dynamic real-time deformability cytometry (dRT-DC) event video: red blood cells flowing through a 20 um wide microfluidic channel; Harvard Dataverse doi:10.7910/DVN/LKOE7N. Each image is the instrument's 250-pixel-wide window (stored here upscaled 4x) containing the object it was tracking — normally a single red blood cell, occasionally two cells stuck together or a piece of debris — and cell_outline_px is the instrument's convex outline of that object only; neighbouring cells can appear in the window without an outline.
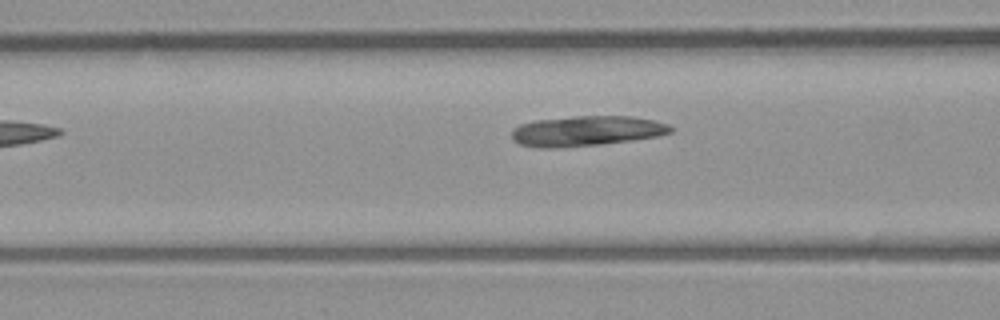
{"species": "common noctule bat (a hibernating species)", "species_latin": "Nyctalus noctula", "temperature_condition": "room temperature", "stored_images_in_passage": 6, "segment_of_instrument_passage": [1, 2], "camera_frame_rate_fps": 3000, "um_per_image_px": 0.085, "animal": {"sex": "male", "body_mass_g": 23.1, "forearm_length_mm": 52.7}, "frame": {"image": 1, "passage_image": 4, "time_ms": 3.667, "image_size_px": [1000, 320], "cell_outline_px": [[672, 132], [656, 136], [632, 140], [600, 144], [556, 148], [540, 148], [520, 144], [512, 140], [512, 128], [520, 124], [536, 120], [572, 116], [632, 116], [652, 120], [668, 124], [672, 128]], "centroid_in_image_um": [49.81, 11.13], "position_along_channel_um": 116.8, "area_um2": 27.92}}
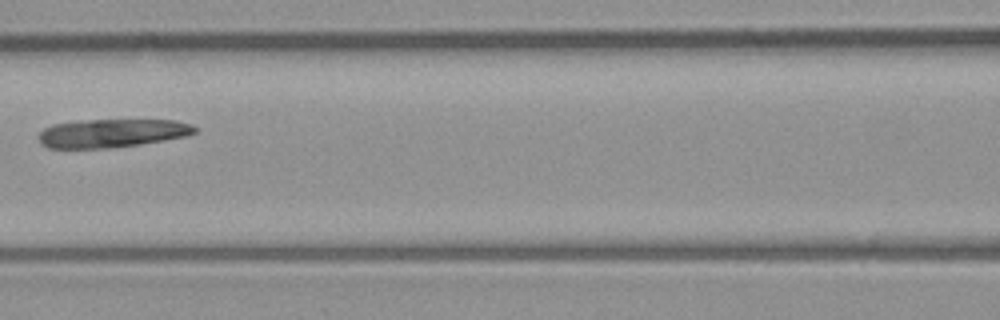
{"frame": {"image": 2, "passage_image": 5, "time_ms": 4.667, "image_size_px": [1000, 320], "cell_outline_px": [[200, 128], [196, 132], [184, 136], [164, 140], [140, 144], [108, 148], [48, 148], [40, 144], [40, 132], [44, 128], [52, 124], [76, 120], [176, 120], [192, 124]], "centroid_in_image_um": [9.52, 11.31], "position_along_channel_um": 157.1, "area_um2": 26.01}}